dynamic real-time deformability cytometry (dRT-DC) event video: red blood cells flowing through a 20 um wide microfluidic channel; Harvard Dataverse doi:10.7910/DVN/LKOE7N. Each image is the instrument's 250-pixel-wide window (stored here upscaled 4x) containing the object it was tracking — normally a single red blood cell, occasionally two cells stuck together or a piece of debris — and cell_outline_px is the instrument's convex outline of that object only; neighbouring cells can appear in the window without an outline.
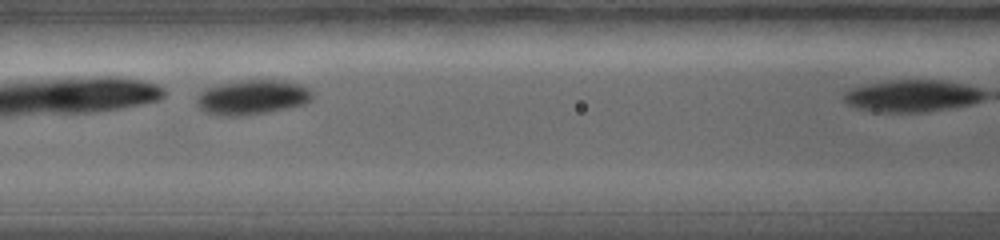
{"species": "common noctule bat (a hibernating species)", "species_latin": "Nyctalus noctula", "temperature_condition": "warm", "stored_images_in_passage": 15, "camera_frame_rate_fps": 5000, "um_per_image_px": 0.085, "animal": {"sex": "female", "body_mass_g": 19.0, "forearm_length_mm": 56.7}, "frame": {"image": 1, "passage_image": 7, "time_ms": 1.6, "image_size_px": [1000, 240], "cell_outline_px": [[312, 100], [304, 104], [288, 108], [264, 112], [208, 112], [200, 108], [196, 104], [196, 96], [204, 88], [220, 84], [240, 80], [276, 80], [300, 84], [308, 88], [312, 92]], "centroid_in_image_um": [21.49, 8.19], "position_along_channel_um": 145.1, "area_um2": 22.25}}